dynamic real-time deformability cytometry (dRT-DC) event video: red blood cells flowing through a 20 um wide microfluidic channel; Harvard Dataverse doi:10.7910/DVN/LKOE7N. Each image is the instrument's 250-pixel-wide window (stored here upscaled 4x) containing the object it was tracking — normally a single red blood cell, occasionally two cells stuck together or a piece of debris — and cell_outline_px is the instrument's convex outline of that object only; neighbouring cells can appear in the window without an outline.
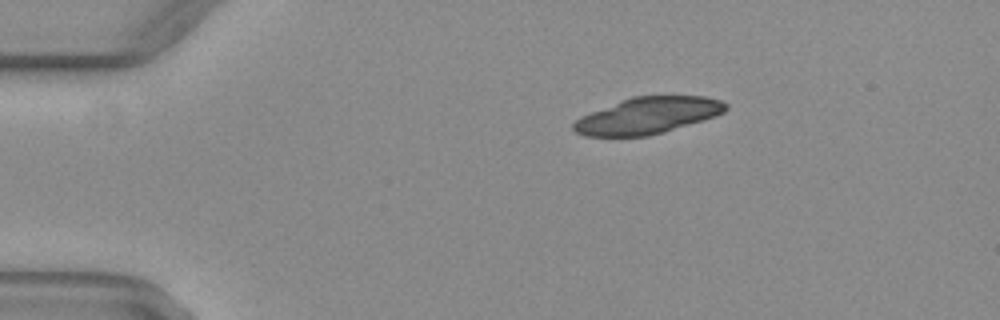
{"species": "common noctule bat (a hibernating species)", "species_latin": "Nyctalus noctula", "temperature_condition": "warm", "stored_images_in_passage": 13, "camera_frame_rate_fps": 3000, "um_per_image_px": 0.085, "animal": {"sex": "female", "body_mass_g": 29.2, "forearm_length_mm": 56.3}, "frame": {"image": 1, "passage_image": 3, "time_ms": 0.667, "image_size_px": [1000, 320], "cell_outline_px": [[728, 108], [724, 112], [716, 116], [704, 120], [664, 132], [648, 136], [584, 136], [576, 132], [572, 128], [572, 124], [580, 116], [620, 100], [632, 96], [704, 96], [720, 100], [728, 104]], "centroid_in_image_um": [55.05, 9.82], "position_along_channel_um": 29.9, "area_um2": 32.48}}